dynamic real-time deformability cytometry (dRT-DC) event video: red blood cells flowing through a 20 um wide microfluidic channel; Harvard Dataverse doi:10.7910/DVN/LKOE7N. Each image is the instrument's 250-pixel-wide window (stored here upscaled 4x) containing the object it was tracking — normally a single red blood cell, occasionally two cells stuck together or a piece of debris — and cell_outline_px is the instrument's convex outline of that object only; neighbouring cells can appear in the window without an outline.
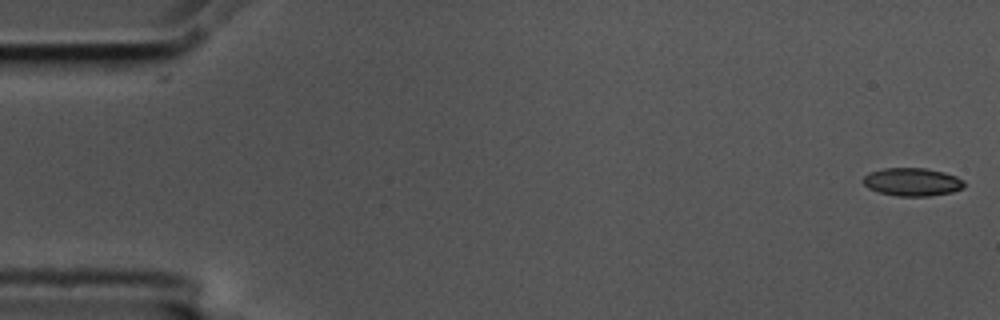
{"species": "common noctule bat (a hibernating species)", "species_latin": "Nyctalus noctula", "temperature_condition": "cold", "stored_images_in_passage": 16, "camera_frame_rate_fps": 3000, "um_per_image_px": 0.085, "animal": {"sex": "male", "body_mass_g": 17.5, "forearm_length_mm": 52.3}, "frame": {"image": 1, "passage_image": 1, "time_ms": 0.0, "image_size_px": [1000, 320], "cell_outline_px": [[964, 188], [952, 192], [928, 196], [896, 196], [880, 192], [868, 188], [864, 184], [864, 176], [868, 172], [884, 168], [924, 168], [944, 172], [956, 176], [964, 180]], "centroid_in_image_um": [77.55, 15.46], "position_along_channel_um": 7.4, "area_um2": 16.53}}
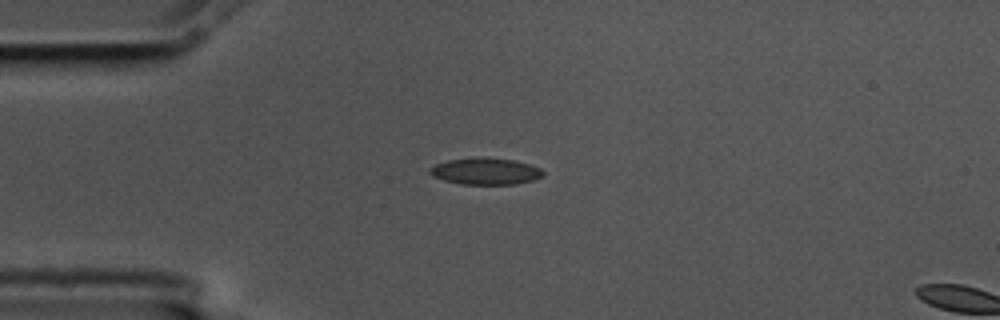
{"frame": {"image": 2, "passage_image": 14, "time_ms": 4.333, "image_size_px": [1000, 320], "cell_outline_px": [[544, 176], [532, 180], [516, 184], [460, 184], [444, 180], [432, 176], [428, 172], [428, 168], [436, 164], [448, 160], [516, 160], [540, 168], [544, 172]], "centroid_in_image_um": [41.27, 14.61], "position_along_channel_um": 43.7, "area_um2": 16.82}}